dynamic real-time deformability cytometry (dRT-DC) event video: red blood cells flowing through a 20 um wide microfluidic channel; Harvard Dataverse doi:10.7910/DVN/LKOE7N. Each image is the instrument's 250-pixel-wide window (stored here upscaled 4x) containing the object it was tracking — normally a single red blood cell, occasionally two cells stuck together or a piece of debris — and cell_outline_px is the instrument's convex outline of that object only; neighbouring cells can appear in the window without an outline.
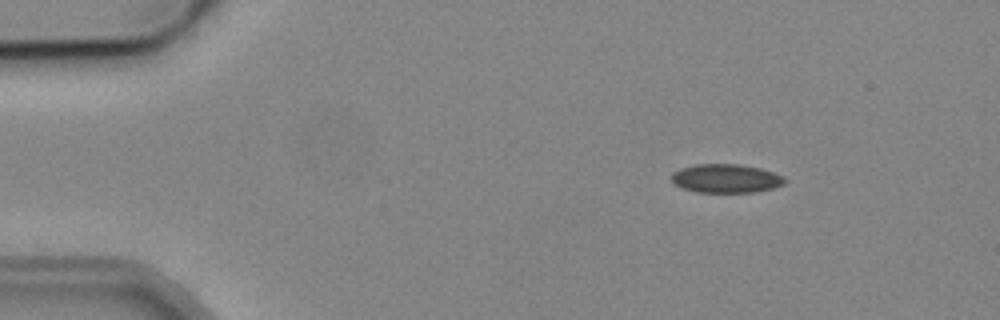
{"species": "common noctule bat (a hibernating species)", "species_latin": "Nyctalus noctula", "temperature_condition": "cold", "stored_images_in_passage": 4, "camera_frame_rate_fps": 3000, "um_per_image_px": 0.085, "animal": {"sex": "male", "body_mass_g": 19.2, "forearm_length_mm": 51.8}, "frame": {"image": 1, "passage_image": 3, "time_ms": 2.0, "image_size_px": [1000, 320], "cell_outline_px": [[788, 180], [784, 184], [772, 188], [756, 192], [696, 192], [684, 188], [676, 184], [672, 180], [672, 172], [680, 168], [696, 164], [740, 164], [760, 168], [784, 176]], "centroid_in_image_um": [61.73, 15.16], "position_along_channel_um": 23.3, "area_um2": 18.96}}